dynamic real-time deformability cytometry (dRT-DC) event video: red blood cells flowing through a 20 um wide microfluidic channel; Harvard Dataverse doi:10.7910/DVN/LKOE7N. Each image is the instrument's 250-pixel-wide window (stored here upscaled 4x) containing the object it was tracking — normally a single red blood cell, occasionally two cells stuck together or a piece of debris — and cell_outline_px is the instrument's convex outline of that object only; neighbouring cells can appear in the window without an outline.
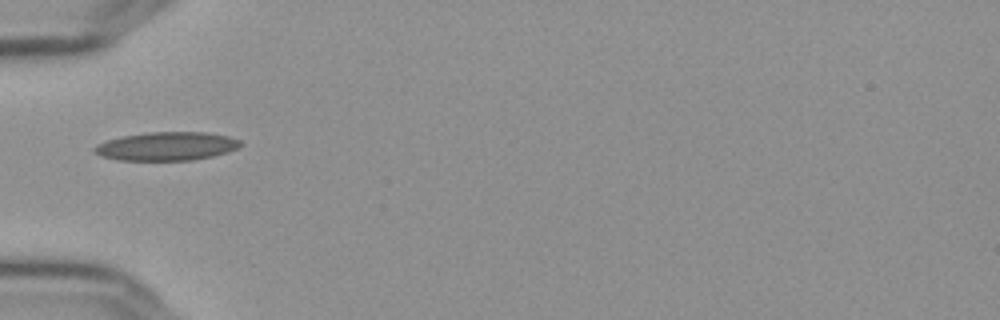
{"species": "Egyptian fruit bat (a non-hibernating species)", "species_latin": "Rousettus aegyptiacus", "temperature_condition": "cold", "stored_images_in_passage": 38, "camera_frame_rate_fps": 3000, "um_per_image_px": 0.085, "frame": {"image": 1, "passage_image": 1, "time_ms": 0.0, "image_size_px": [1000, 320], "cell_outline_px": [[244, 144], [228, 152], [212, 156], [192, 160], [116, 160], [100, 156], [92, 152], [92, 148], [96, 144], [120, 136], [148, 132], [208, 132], [228, 136], [240, 140]], "centroid_in_image_um": [14.13, 12.43], "position_along_channel_um": 70.9, "area_um2": 24.51}}
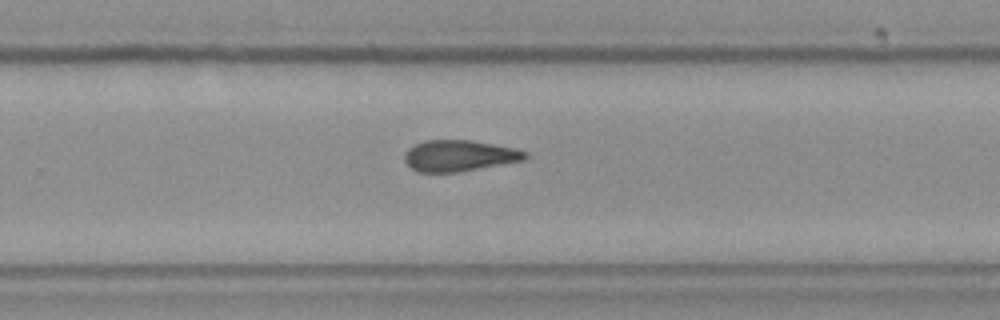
{"frame": {"image": 2, "passage_image": 19, "time_ms": 6.0, "image_size_px": [1000, 320], "cell_outline_px": [[528, 156], [524, 160], [456, 172], [420, 172], [412, 168], [404, 160], [404, 156], [408, 148], [424, 140], [468, 140], [516, 148], [528, 152]], "centroid_in_image_um": [39.04, 13.23], "position_along_channel_um": 290.8, "area_um2": 21.68}}
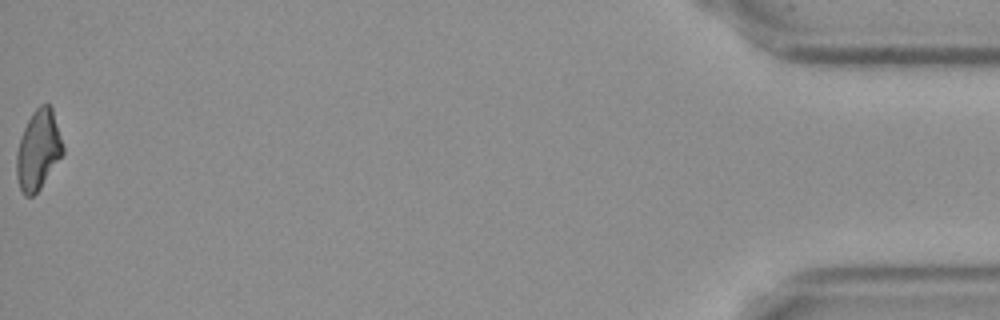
{"frame": {"image": 3, "passage_image": 38, "time_ms": 12.333, "image_size_px": [1000, 320], "cell_outline_px": [[64, 152], [40, 188], [32, 196], [24, 196], [20, 188], [16, 176], [16, 156], [20, 140], [24, 128], [32, 112], [40, 104], [48, 104], [52, 108], [64, 148]], "centroid_in_image_um": [3.24, 12.75], "position_along_channel_um": 432.0, "area_um2": 21.21}, "authors_computed_cell_mechanics": {"area_um2": 22.3108, "velocity_mm_per_s": 3.6614, "shape_relaxation_time_tau1_ms": null, "shape_relaxation_time_tau2_ms": 5.2115, "deformation_change_tau1": null, "deformation_change_tau2": 0.1379}}